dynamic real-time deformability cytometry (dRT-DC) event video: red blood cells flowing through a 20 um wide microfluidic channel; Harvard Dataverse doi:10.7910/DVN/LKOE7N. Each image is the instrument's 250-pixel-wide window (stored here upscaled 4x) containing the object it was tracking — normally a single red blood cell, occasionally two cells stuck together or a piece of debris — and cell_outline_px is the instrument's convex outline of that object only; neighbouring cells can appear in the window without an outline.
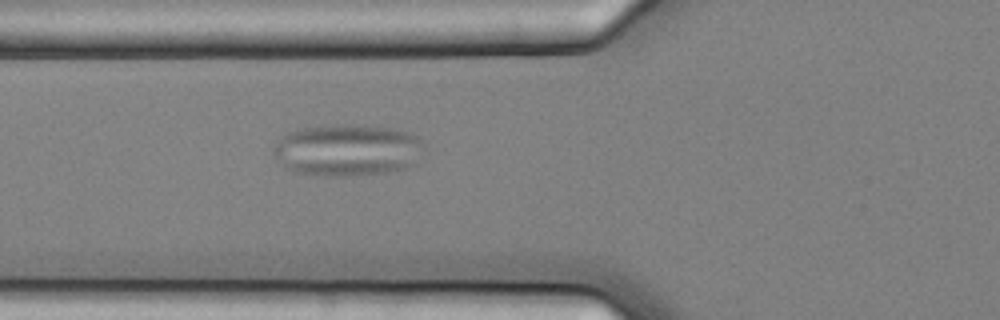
{"species": "common noctule bat (a hibernating species)", "species_latin": "Nyctalus noctula", "temperature_condition": "cold", "stored_images_in_passage": 41, "camera_frame_rate_fps": 3000, "um_per_image_px": 0.085, "animal": {"sex": "female", "body_mass_g": 25.1}, "frame": {"image": 1, "passage_image": 5, "time_ms": 1.333, "image_size_px": [1000, 320], "cell_outline_px": [[424, 144], [408, 164], [404, 168], [388, 172], [352, 176], [328, 176], [296, 172], [284, 168], [272, 152], [272, 148], [288, 132], [304, 128], [340, 124], [352, 124], [392, 128], [408, 132], [420, 136]], "centroid_in_image_um": [29.47, 12.75], "position_along_channel_um": 96.3, "area_um2": 45.03}}
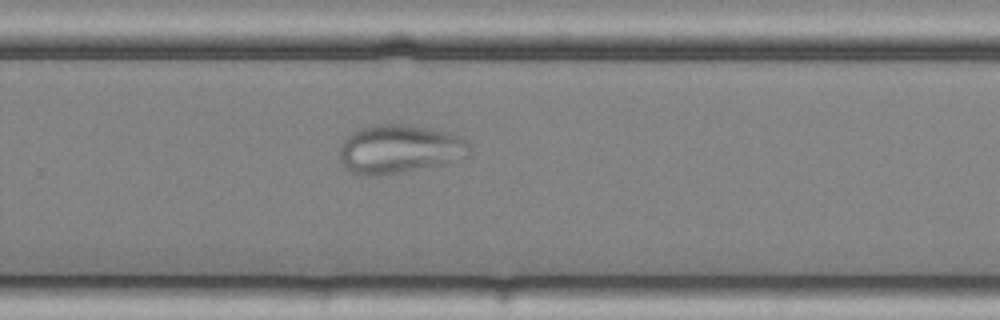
{"frame": {"image": 2, "passage_image": 22, "time_ms": 7.0, "image_size_px": [1000, 320], "cell_outline_px": [[472, 152], [468, 156], [400, 172], [372, 176], [364, 176], [348, 172], [344, 168], [340, 160], [340, 148], [344, 140], [352, 132], [360, 128], [376, 124], [400, 124], [428, 128], [448, 132], [460, 136], [472, 148]], "centroid_in_image_um": [33.89, 12.66], "position_along_channel_um": 295.9, "area_um2": 36.36}}
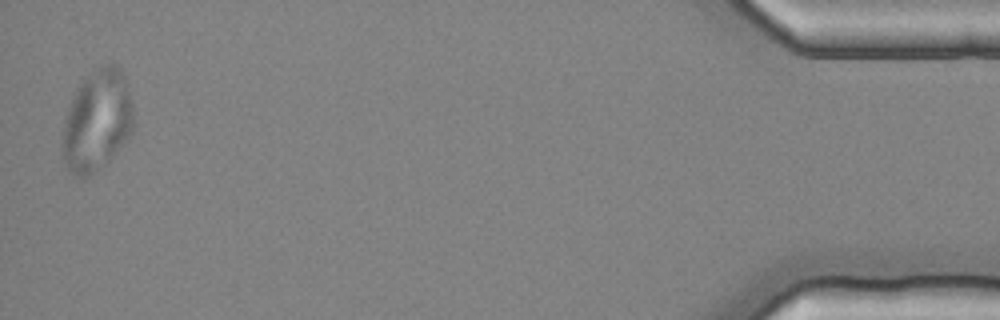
{"frame": {"image": 3, "passage_image": 40, "time_ms": 13.0, "image_size_px": [1000, 320], "cell_outline_px": [[132, 132], [108, 160], [104, 164], [84, 180], [80, 180], [68, 168], [64, 156], [64, 120], [68, 108], [80, 84], [100, 64], [116, 64], [124, 72], [132, 108]], "centroid_in_image_um": [8.26, 10.24], "position_along_channel_um": 426.9, "area_um2": 40.98}}